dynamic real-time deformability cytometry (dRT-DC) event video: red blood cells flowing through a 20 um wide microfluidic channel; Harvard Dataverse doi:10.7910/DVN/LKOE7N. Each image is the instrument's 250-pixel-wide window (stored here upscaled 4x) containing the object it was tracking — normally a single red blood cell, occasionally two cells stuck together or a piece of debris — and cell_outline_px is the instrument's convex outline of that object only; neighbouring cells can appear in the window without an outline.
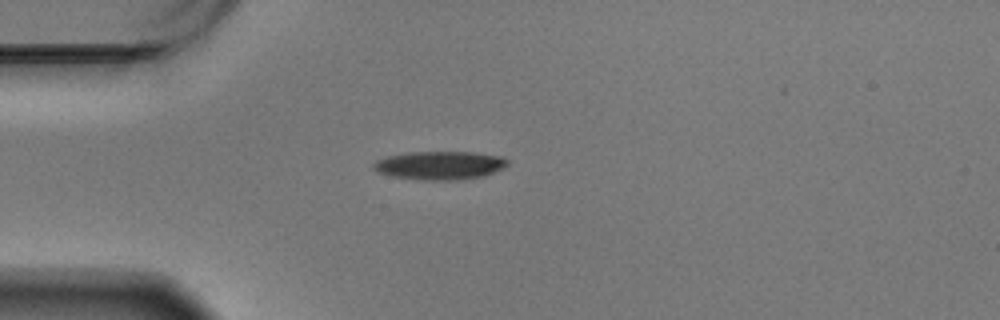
{"species": "Egyptian fruit bat (a non-hibernating species)", "species_latin": "Rousettus aegyptiacus", "temperature_condition": "warm", "stored_images_in_passage": 44, "camera_frame_rate_fps": 3000, "um_per_image_px": 0.085, "animal": {"sex": "male"}, "frame": {"image": 1, "passage_image": 1, "time_ms": 0.0, "image_size_px": [1000, 320], "cell_outline_px": [[508, 164], [504, 168], [484, 176], [460, 180], [424, 180], [392, 176], [376, 172], [372, 168], [372, 164], [376, 160], [388, 156], [408, 152], [476, 152], [500, 156], [508, 160]], "centroid_in_image_um": [37.38, 14.06], "position_along_channel_um": 47.6, "area_um2": 22.37}}
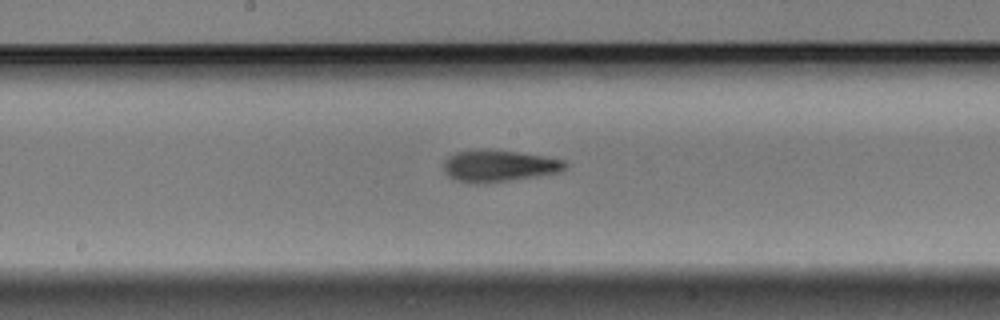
{"frame": {"image": 2, "passage_image": 16, "time_ms": 5.0, "image_size_px": [1000, 320], "cell_outline_px": [[568, 168], [560, 172], [536, 176], [484, 184], [476, 184], [456, 180], [448, 176], [444, 172], [444, 160], [448, 156], [456, 152], [516, 152], [544, 156], [564, 160], [568, 164]], "centroid_in_image_um": [42.44, 14.15], "position_along_channel_um": 205.8, "area_um2": 21.85}}
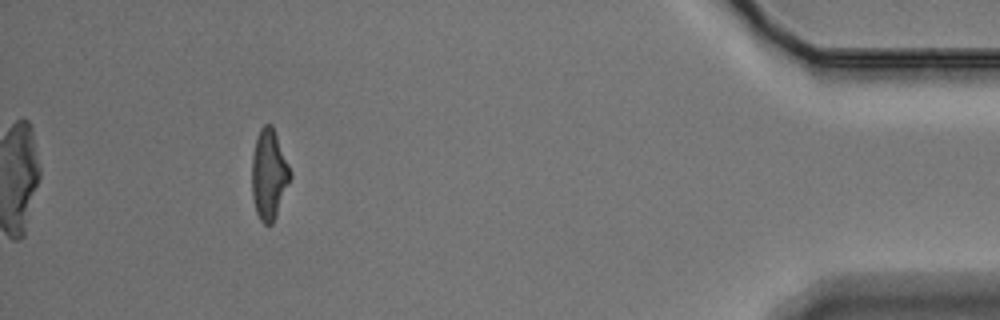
{"frame": {"image": 3, "passage_image": 39, "time_ms": 12.667, "image_size_px": [1000, 320], "cell_outline_px": [[292, 176], [276, 216], [272, 224], [264, 224], [260, 220], [256, 212], [252, 196], [252, 156], [256, 140], [260, 128], [264, 124], [272, 124], [292, 172]], "centroid_in_image_um": [22.87, 14.83], "position_along_channel_um": 412.3, "area_um2": 20.17}, "authors_computed_cell_mechanics": {"area_um2": 21.4727, "velocity_mm_per_s": 3.4612, "shape_relaxation_time_tau1_ms": null, "shape_relaxation_time_tau2_ms": 4.0616, "deformation_change_tau1": null, "deformation_change_tau2": 0.1331}}